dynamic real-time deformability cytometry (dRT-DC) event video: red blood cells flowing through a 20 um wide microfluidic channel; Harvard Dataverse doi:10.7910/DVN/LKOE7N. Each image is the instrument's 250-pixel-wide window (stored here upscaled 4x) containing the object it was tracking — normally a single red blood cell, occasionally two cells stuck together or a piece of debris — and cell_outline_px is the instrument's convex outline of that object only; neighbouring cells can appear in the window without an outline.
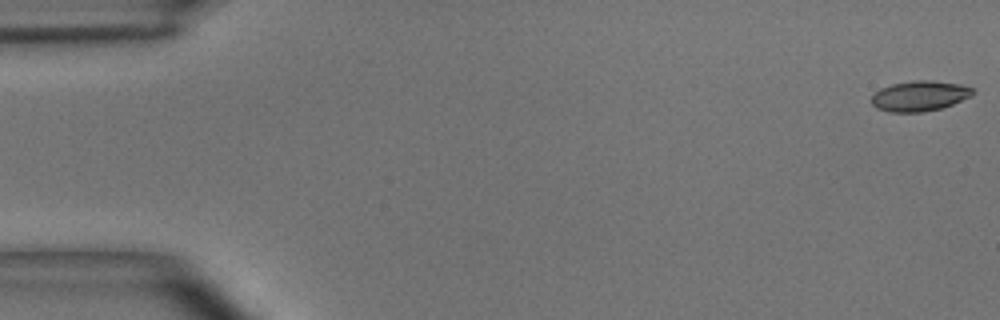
{"species": "common noctule bat (a hibernating species)", "species_latin": "Nyctalus noctula", "temperature_condition": "room temperature", "stored_images_in_passage": 55, "camera_frame_rate_fps": 3000, "um_per_image_px": 0.085, "animal": {"sex": "male", "body_mass_g": 15.6}, "frame": {"image": 1, "passage_image": 1, "time_ms": 0.0, "image_size_px": [1000, 320], "cell_outline_px": [[976, 92], [972, 96], [952, 104], [940, 108], [920, 112], [888, 112], [876, 108], [872, 104], [872, 96], [880, 88], [892, 84], [912, 80], [932, 80], [960, 84], [972, 88]], "centroid_in_image_um": [78.17, 8.15], "position_along_channel_um": 6.8, "area_um2": 17.92}}
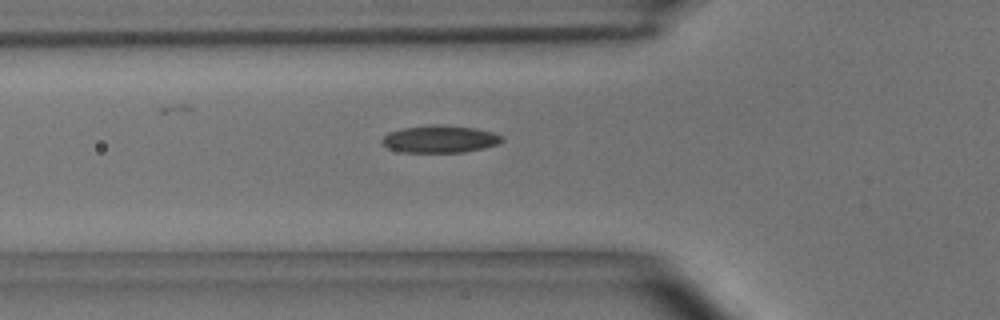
{"frame": {"image": 2, "passage_image": 19, "time_ms": 6.0, "image_size_px": [1000, 320], "cell_outline_px": [[504, 140], [500, 144], [484, 148], [464, 152], [404, 152], [388, 148], [380, 140], [388, 132], [404, 128], [428, 124], [444, 124], [476, 128], [492, 132], [504, 136]], "centroid_in_image_um": [37.44, 11.81], "position_along_channel_um": 88.4, "area_um2": 19.36}}
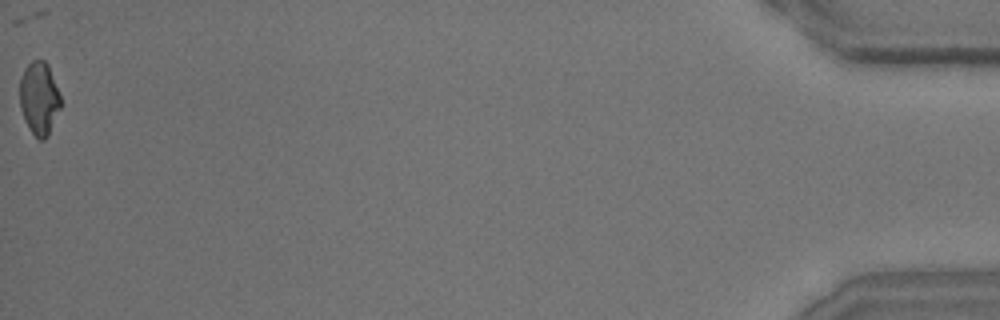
{"frame": {"image": 3, "passage_image": 55, "time_ms": 18.0, "image_size_px": [1000, 320], "cell_outline_px": [[60, 108], [48, 136], [44, 140], [40, 140], [32, 132], [20, 108], [20, 80], [24, 68], [32, 60], [44, 60], [48, 64], [60, 96]], "centroid_in_image_um": [3.33, 8.33], "position_along_channel_um": 431.9, "area_um2": 17.11}, "authors_computed_cell_mechanics": {"area_um2": 18.1492, "velocity_mm_per_s": 3.6563, "shape_relaxation_time_tau1_ms": 5.0893, "shape_relaxation_time_tau2_ms": 3.0313, "deformation_change_tau1": 0.1517, "deformation_change_tau2": 0.0856}}